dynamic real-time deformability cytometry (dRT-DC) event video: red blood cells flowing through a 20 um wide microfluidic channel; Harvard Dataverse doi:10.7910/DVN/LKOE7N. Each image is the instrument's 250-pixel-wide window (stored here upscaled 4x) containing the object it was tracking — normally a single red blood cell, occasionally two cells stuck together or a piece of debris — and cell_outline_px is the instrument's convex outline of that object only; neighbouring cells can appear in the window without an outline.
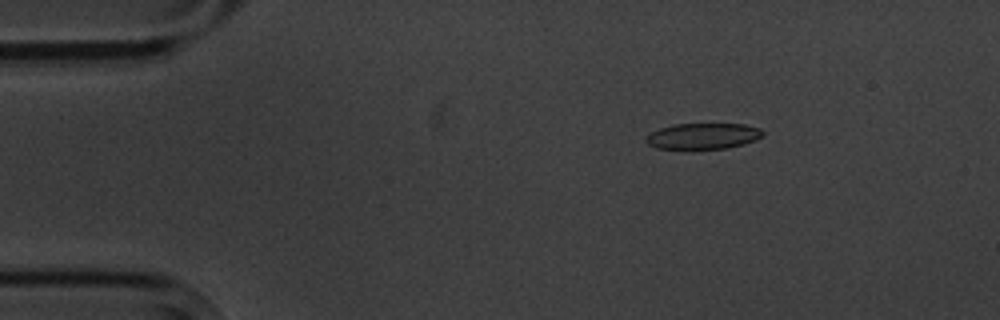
{"species": "common noctule bat (a hibernating species)", "species_latin": "Nyctalus noctula", "temperature_condition": "cold", "stored_images_in_passage": 5, "camera_frame_rate_fps": 3000, "um_per_image_px": 0.085, "animal": {"sex": "male", "body_mass_g": 20.1, "forearm_length_mm": 53.5}, "frame": {"image": 1, "passage_image": 3, "time_ms": 2.333, "image_size_px": [1000, 320], "cell_outline_px": [[764, 136], [756, 140], [744, 144], [728, 148], [656, 148], [648, 144], [644, 140], [652, 132], [660, 128], [672, 124], [744, 124], [760, 128], [764, 132]], "centroid_in_image_um": [59.8, 11.56], "position_along_channel_um": 25.2, "area_um2": 17.57}}